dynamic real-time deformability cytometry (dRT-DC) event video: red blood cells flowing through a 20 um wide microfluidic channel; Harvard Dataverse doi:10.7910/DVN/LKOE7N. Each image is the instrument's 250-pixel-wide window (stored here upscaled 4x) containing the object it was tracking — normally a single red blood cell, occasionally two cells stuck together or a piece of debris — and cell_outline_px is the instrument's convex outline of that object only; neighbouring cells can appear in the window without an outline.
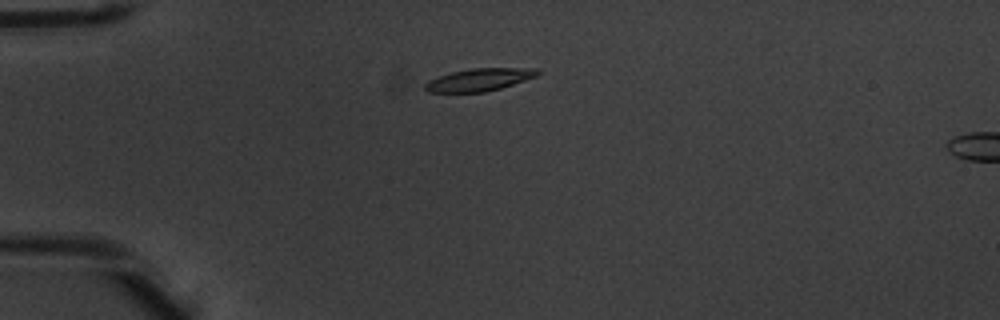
{"species": "common noctule bat (a hibernating species)", "species_latin": "Nyctalus noctula", "temperature_condition": "warm", "stored_images_in_passage": 2, "camera_frame_rate_fps": 3000, "um_per_image_px": 0.085, "animal": {"sex": "male", "body_mass_g": 20.1, "forearm_length_mm": 53.5}, "frame": {"image": 1, "passage_image": 1, "time_ms": 0.0, "image_size_px": [1000, 320], "cell_outline_px": [[540, 72], [536, 76], [500, 88], [484, 92], [428, 92], [424, 88], [424, 84], [428, 80], [452, 72], [472, 68], [536, 68]], "centroid_in_image_um": [40.71, 6.77], "position_along_channel_um": 44.3, "area_um2": 14.57}}